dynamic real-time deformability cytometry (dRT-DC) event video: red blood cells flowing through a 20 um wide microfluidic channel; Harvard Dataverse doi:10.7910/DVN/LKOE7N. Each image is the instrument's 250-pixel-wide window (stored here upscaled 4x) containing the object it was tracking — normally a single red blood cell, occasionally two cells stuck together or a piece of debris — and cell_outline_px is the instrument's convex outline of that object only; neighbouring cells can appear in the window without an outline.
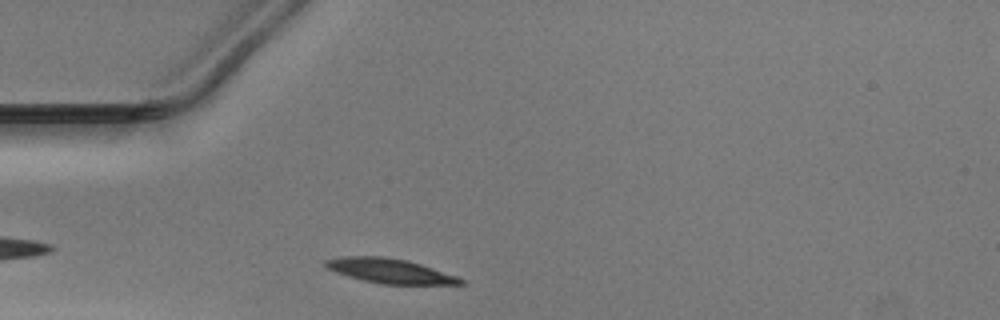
{"species": "Egyptian fruit bat (a non-hibernating species)", "species_latin": "Rousettus aegyptiacus", "temperature_condition": "warm", "stored_images_in_passage": 19, "camera_frame_rate_fps": 3000, "um_per_image_px": 0.085, "animal": {"sex": "male"}, "frame": {"image": 1, "passage_image": 2, "time_ms": 0.333, "image_size_px": [1000, 320], "cell_outline_px": [[468, 284], [380, 284], [348, 276], [336, 272], [328, 268], [324, 264], [324, 260], [344, 256], [384, 256], [408, 260], [456, 276], [464, 280]], "centroid_in_image_um": [33.13, 23.02], "position_along_channel_um": 51.9, "area_um2": 19.19}}
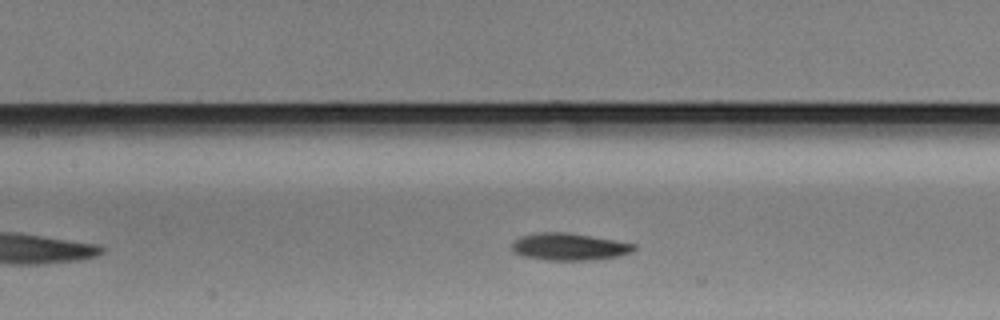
{"frame": {"image": 2, "passage_image": 11, "time_ms": 3.333, "image_size_px": [1000, 320], "cell_outline_px": [[636, 248], [632, 252], [616, 256], [592, 260], [544, 260], [524, 256], [516, 252], [512, 248], [512, 244], [520, 236], [540, 232], [564, 232], [636, 244]], "centroid_in_image_um": [48.37, 20.98], "position_along_channel_um": 159.0, "area_um2": 18.96}}
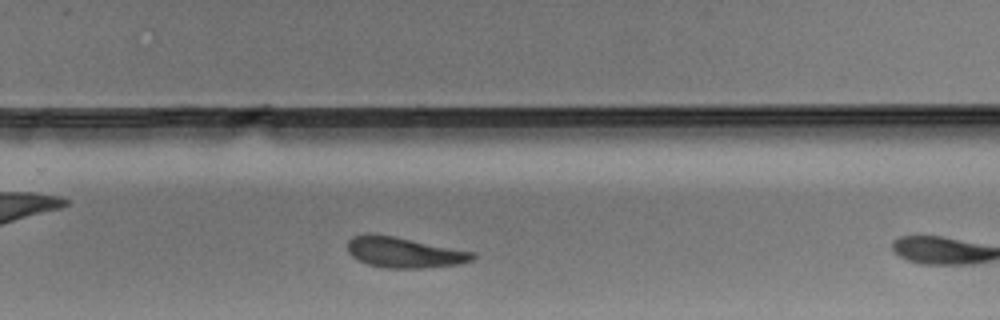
{"frame": {"image": 3, "passage_image": 18, "time_ms": 5.667, "image_size_px": [1000, 320], "cell_outline_px": [[476, 256], [472, 260], [460, 264], [420, 268], [384, 268], [368, 264], [352, 256], [348, 252], [348, 240], [352, 236], [368, 232], [392, 236], [476, 252]], "centroid_in_image_um": [34.34, 21.44], "position_along_channel_um": 295.5, "area_um2": 22.31}}